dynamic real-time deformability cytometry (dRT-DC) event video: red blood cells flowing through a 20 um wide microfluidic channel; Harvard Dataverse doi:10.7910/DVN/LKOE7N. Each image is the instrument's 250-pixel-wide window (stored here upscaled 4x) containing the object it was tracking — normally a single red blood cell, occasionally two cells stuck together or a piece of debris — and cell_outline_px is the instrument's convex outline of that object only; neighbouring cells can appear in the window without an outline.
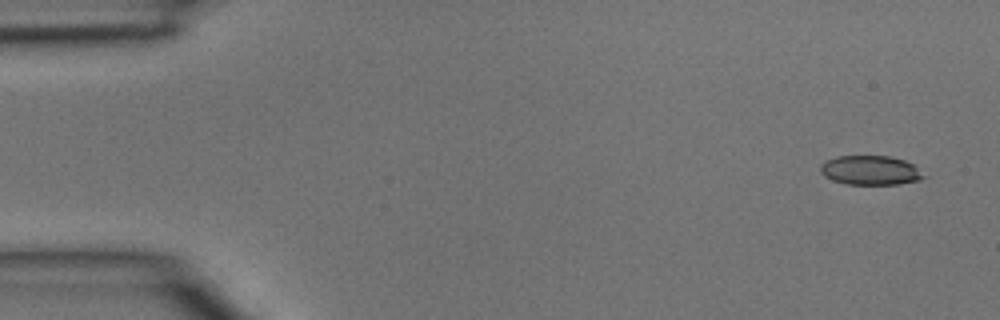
{"species": "common noctule bat (a hibernating species)", "species_latin": "Nyctalus noctula", "temperature_condition": "room temperature", "stored_images_in_passage": 4, "camera_frame_rate_fps": 3000, "um_per_image_px": 0.085, "animal": {"sex": "male", "body_mass_g": 15.6}, "frame": {"image": 1, "passage_image": 1, "time_ms": 0.0, "image_size_px": [1000, 320], "cell_outline_px": [[928, 176], [920, 180], [896, 184], [848, 184], [832, 180], [824, 176], [820, 172], [820, 164], [836, 156], [888, 156], [904, 160], [912, 164]], "centroid_in_image_um": [73.99, 14.47], "position_along_channel_um": 11.0, "area_um2": 17.63}}
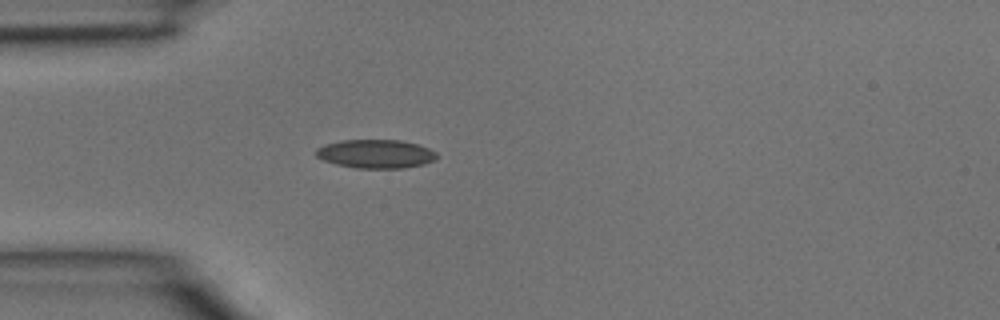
{"frame": {"image": 2, "passage_image": 4, "time_ms": 1.0, "image_size_px": [1000, 320], "cell_outline_px": [[436, 160], [424, 164], [404, 168], [356, 168], [336, 164], [324, 160], [316, 156], [316, 148], [324, 144], [344, 140], [400, 140], [416, 144], [428, 148], [436, 152]], "centroid_in_image_um": [31.93, 13.08], "position_along_channel_um": 53.1, "area_um2": 20.11}}